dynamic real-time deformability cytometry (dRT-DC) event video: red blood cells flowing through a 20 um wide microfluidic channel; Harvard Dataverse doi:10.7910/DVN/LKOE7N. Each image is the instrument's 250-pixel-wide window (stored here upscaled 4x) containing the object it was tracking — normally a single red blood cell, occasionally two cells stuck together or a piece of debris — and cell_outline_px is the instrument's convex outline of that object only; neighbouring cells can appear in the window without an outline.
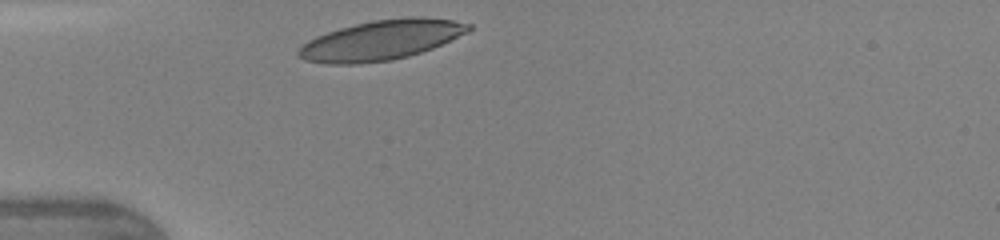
{"species": "human", "species_latin": "Homo sapiens", "temperature_condition": "warm", "stored_images_in_passage": 26, "camera_frame_rate_fps": 3000, "um_per_image_px": 0.085, "donor": {"sex": "female"}, "frame": {"image": 1, "passage_image": 1, "time_ms": 0.0, "image_size_px": [1000, 240], "cell_outline_px": [[472, 28], [468, 32], [432, 48], [408, 56], [392, 60], [360, 64], [328, 64], [304, 60], [296, 56], [296, 52], [308, 40], [316, 36], [340, 28], [372, 20], [408, 16], [424, 16], [452, 20], [472, 24]], "centroid_in_image_um": [32.39, 3.41], "position_along_channel_um": 52.6, "area_um2": 39.59}}
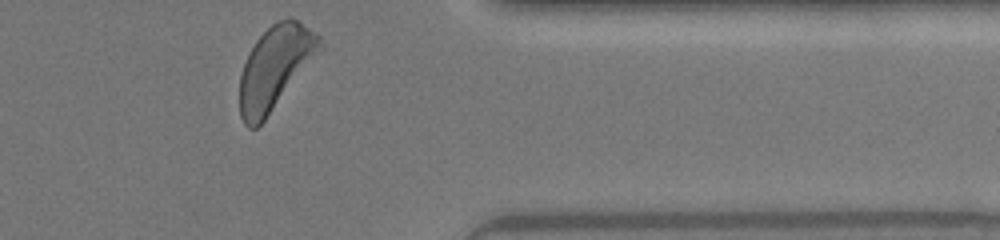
{"frame": {"image": 2, "passage_image": 26, "time_ms": 8.333, "image_size_px": [1000, 240], "cell_outline_px": [[324, 48], [264, 120], [256, 128], [248, 128], [244, 124], [240, 116], [240, 76], [248, 52], [256, 40], [276, 20], [288, 16], [296, 20], [320, 36], [324, 44]], "centroid_in_image_um": [23.4, 5.73], "position_along_channel_um": 388.0, "area_um2": 38.78}, "authors_computed_cell_mechanics": {"area_um2": 38.6104, "velocity_mm_per_s": 4.3174, "shape_relaxation_time_tau1_ms": 2.7376, "shape_relaxation_time_tau2_ms": 1.0077, "deformation_change_tau1": 0.1368, "deformation_change_tau2": 0.0756}}